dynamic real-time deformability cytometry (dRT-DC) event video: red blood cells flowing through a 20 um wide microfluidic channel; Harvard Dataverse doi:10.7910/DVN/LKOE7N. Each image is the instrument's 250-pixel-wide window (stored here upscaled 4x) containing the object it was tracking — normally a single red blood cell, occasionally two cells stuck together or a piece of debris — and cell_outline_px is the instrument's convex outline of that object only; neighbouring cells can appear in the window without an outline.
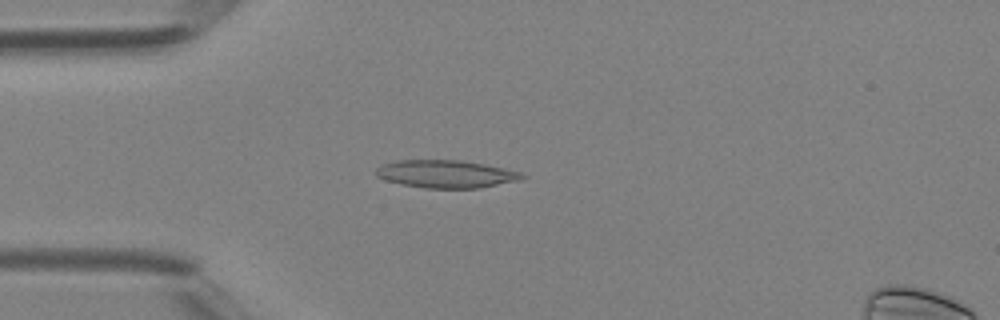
{"species": "Egyptian fruit bat (a non-hibernating species)", "species_latin": "Rousettus aegyptiacus", "temperature_condition": "room temperature", "stored_images_in_passage": 38, "camera_frame_rate_fps": 3000, "um_per_image_px": 0.085, "animal": {"sex": "female"}, "frame": {"image": 1, "passage_image": 6, "time_ms": 1.667, "image_size_px": [1000, 320], "cell_outline_px": [[528, 176], [516, 180], [480, 188], [424, 188], [384, 180], [376, 176], [376, 168], [384, 164], [396, 160], [460, 160], [484, 164], [504, 168], [520, 172]], "centroid_in_image_um": [37.88, 14.78], "position_along_channel_um": 47.1, "area_um2": 23.41}}
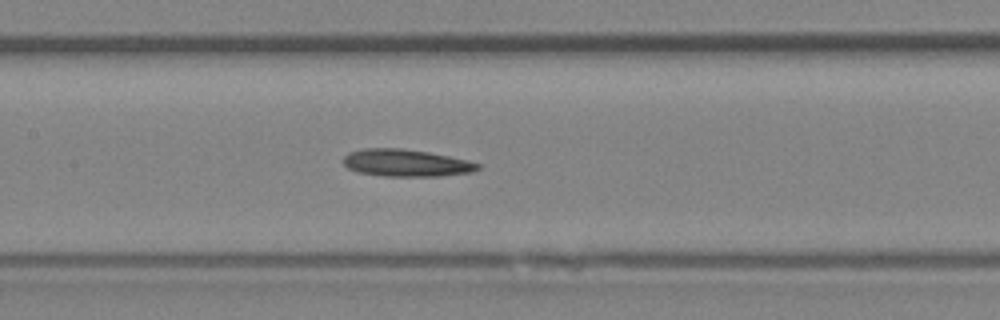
{"frame": {"image": 2, "passage_image": 15, "time_ms": 4.667, "image_size_px": [1000, 320], "cell_outline_px": [[480, 168], [472, 172], [440, 176], [384, 176], [360, 172], [348, 168], [344, 164], [344, 156], [348, 152], [364, 148], [400, 148], [428, 152], [468, 160], [480, 164]], "centroid_in_image_um": [34.52, 13.84], "position_along_channel_um": 172.9, "area_um2": 21.21}}
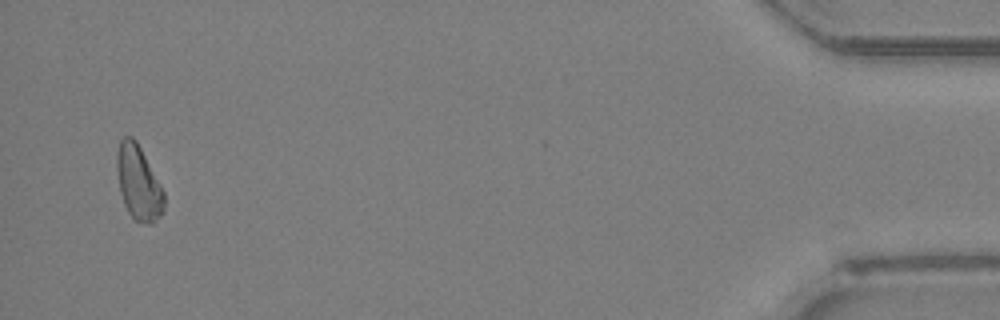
{"frame": {"image": 3, "passage_image": 36, "time_ms": 11.667, "image_size_px": [1000, 320], "cell_outline_px": [[164, 212], [152, 224], [148, 224], [136, 220], [128, 212], [124, 204], [120, 192], [116, 168], [116, 152], [120, 140], [124, 136], [132, 136], [136, 140], [160, 184], [164, 192]], "centroid_in_image_um": [11.76, 15.53], "position_along_channel_um": 423.4, "area_um2": 20.46}}